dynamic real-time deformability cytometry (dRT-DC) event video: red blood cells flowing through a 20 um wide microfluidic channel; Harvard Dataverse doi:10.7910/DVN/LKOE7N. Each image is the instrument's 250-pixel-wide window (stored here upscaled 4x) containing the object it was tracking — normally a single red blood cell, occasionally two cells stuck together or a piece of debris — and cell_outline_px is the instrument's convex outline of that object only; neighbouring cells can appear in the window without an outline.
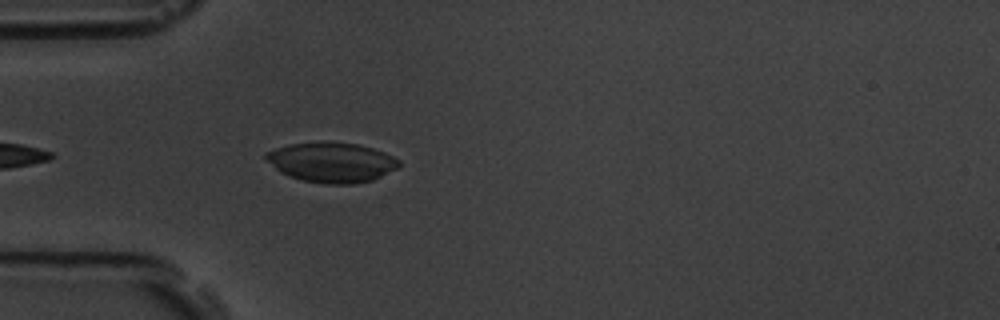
{"species": "common noctule bat (a hibernating species)", "species_latin": "Nyctalus noctula", "temperature_condition": "room temperature", "stored_images_in_passage": 3, "camera_frame_rate_fps": 3000, "um_per_image_px": 0.085, "animal": {"sex": "male", "body_mass_g": 19.5, "forearm_length_mm": 54.6}, "frame": {"image": 1, "passage_image": 3, "time_ms": 2.333, "image_size_px": [1000, 320], "cell_outline_px": [[400, 168], [372, 180], [352, 184], [324, 184], [304, 180], [288, 176], [280, 172], [264, 156], [264, 152], [288, 144], [324, 140], [356, 144], [372, 148], [384, 152], [400, 160]], "centroid_in_image_um": [28.2, 13.78], "position_along_channel_um": 56.8, "area_um2": 31.27}}